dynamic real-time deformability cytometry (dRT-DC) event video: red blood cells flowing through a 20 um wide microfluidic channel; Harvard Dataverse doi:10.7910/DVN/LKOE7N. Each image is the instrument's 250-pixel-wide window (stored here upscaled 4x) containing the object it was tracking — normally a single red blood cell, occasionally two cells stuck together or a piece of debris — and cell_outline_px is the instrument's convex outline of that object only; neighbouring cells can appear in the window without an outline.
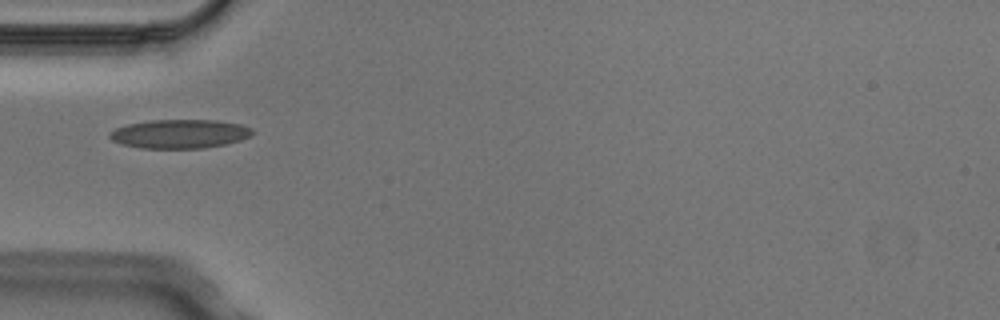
{"species": "Egyptian fruit bat (a non-hibernating species)", "species_latin": "Rousettus aegyptiacus", "temperature_condition": "cold", "stored_images_in_passage": 1, "camera_frame_rate_fps": 3000, "um_per_image_px": 0.085, "animal": {"sex": "male"}, "frame": {"image": 1, "passage_image": 1, "time_ms": 0.0, "image_size_px": [1000, 320], "cell_outline_px": [[256, 132], [252, 136], [240, 140], [224, 144], [204, 148], [140, 148], [120, 144], [112, 140], [108, 136], [108, 132], [116, 128], [128, 124], [148, 120], [216, 120], [240, 124], [252, 128]], "centroid_in_image_um": [15.27, 11.37], "position_along_channel_um": 69.7, "area_um2": 24.22}}